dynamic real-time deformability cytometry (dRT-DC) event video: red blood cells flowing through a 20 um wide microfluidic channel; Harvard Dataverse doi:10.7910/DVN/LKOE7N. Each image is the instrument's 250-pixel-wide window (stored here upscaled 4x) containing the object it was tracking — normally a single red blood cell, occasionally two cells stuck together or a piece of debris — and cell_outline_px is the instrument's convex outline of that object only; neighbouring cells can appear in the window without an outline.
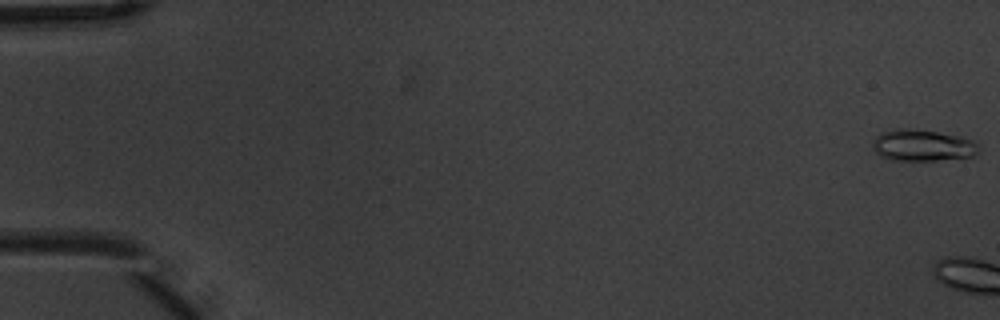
{"species": "common noctule bat (a hibernating species)", "species_latin": "Nyctalus noctula", "temperature_condition": "warm", "stored_images_in_passage": 7, "camera_frame_rate_fps": 3000, "um_per_image_px": 0.085, "animal": {"sex": "male", "body_mass_g": 20.1, "forearm_length_mm": 53.5}, "frame": {"image": 1, "passage_image": 1, "time_ms": 0.0, "image_size_px": [1000, 320], "cell_outline_px": [[980, 148], [976, 156], [936, 160], [892, 160], [880, 156], [872, 148], [872, 140], [880, 132], [892, 128], [908, 128], [940, 132], [960, 136], [972, 140]], "centroid_in_image_um": [78.38, 12.34], "position_along_channel_um": 6.6, "area_um2": 19.77}}